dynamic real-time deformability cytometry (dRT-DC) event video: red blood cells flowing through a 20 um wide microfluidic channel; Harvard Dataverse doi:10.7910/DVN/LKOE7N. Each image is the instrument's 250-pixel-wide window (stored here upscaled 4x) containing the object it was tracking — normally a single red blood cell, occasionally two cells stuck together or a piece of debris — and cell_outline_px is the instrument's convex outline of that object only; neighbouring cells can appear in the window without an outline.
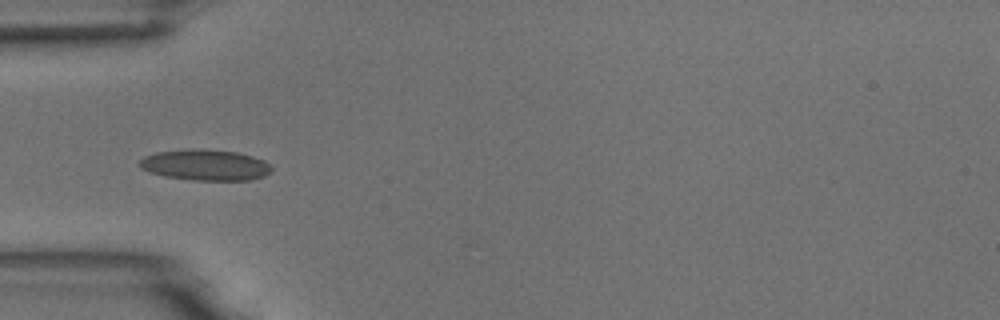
{"species": "common noctule bat (a hibernating species)", "species_latin": "Nyctalus noctula", "temperature_condition": "room temperature", "stored_images_in_passage": 8, "camera_frame_rate_fps": 3000, "um_per_image_px": 0.085, "animal": {"sex": "male", "body_mass_g": 18.8}, "frame": {"image": 1, "passage_image": 4, "time_ms": 1.0, "image_size_px": [1000, 320], "cell_outline_px": [[272, 168], [264, 176], [252, 180], [192, 180], [164, 176], [148, 172], [140, 168], [140, 160], [144, 156], [156, 152], [200, 148], [236, 152], [252, 156], [264, 160]], "centroid_in_image_um": [17.43, 14.02], "position_along_channel_um": 67.6, "area_um2": 23.76}}